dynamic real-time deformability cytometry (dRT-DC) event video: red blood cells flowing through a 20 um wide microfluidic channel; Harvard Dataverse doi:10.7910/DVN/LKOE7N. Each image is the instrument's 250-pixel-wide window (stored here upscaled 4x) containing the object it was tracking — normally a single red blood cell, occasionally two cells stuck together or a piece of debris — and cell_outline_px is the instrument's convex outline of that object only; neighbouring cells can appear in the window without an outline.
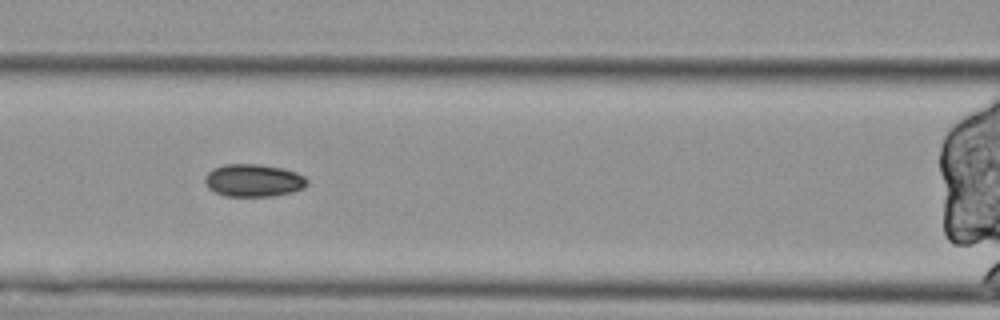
{"species": "Egyptian fruit bat (a non-hibernating species)", "species_latin": "Rousettus aegyptiacus", "temperature_condition": "cold", "stored_images_in_passage": 43, "segment_of_instrument_passage": [2, 2], "camera_frame_rate_fps": 3000, "um_per_image_px": 0.085, "animal": {"sex": "female"}, "frame": {"image": 1, "passage_image": 10, "time_ms": 3.0, "image_size_px": [1000, 320], "cell_outline_px": [[308, 184], [304, 188], [292, 192], [272, 196], [224, 196], [208, 188], [204, 180], [208, 172], [212, 168], [224, 164], [260, 164], [280, 168], [296, 172], [304, 176], [308, 180]], "centroid_in_image_um": [21.54, 15.33], "position_along_channel_um": 145.1, "area_um2": 19.48}}
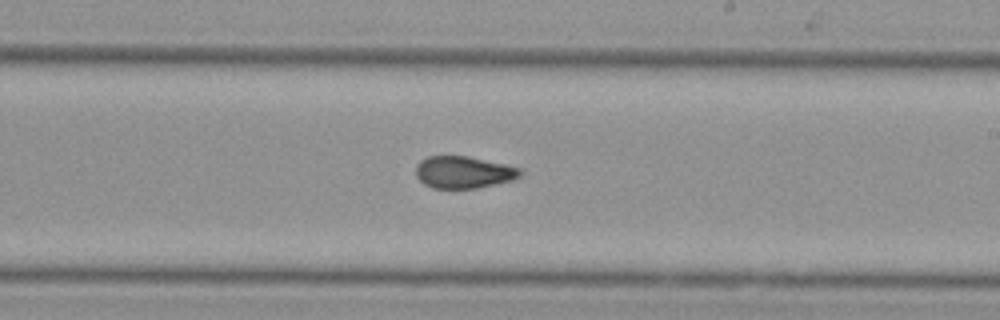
{"frame": {"image": 2, "passage_image": 19, "time_ms": 6.0, "image_size_px": [1000, 320], "cell_outline_px": [[524, 172], [520, 176], [512, 180], [476, 188], [432, 188], [424, 184], [416, 176], [416, 164], [420, 160], [428, 156], [468, 156], [504, 164], [520, 168]], "centroid_in_image_um": [39.39, 14.63], "position_along_channel_um": 249.6, "area_um2": 19.48}}
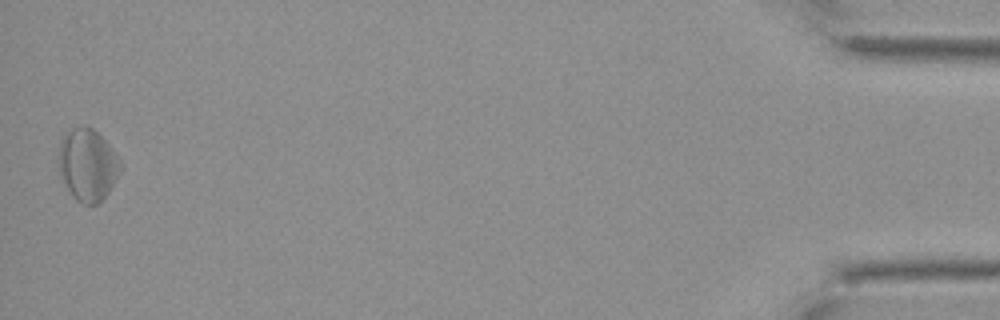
{"frame": {"image": 3, "passage_image": 42, "time_ms": 13.667, "image_size_px": [1000, 320], "cell_outline_px": [[120, 172], [108, 192], [96, 204], [84, 204], [76, 200], [72, 196], [60, 176], [60, 140], [72, 128], [84, 124], [92, 128], [112, 148], [120, 160]], "centroid_in_image_um": [7.44, 14.0], "position_along_channel_um": 427.8, "area_um2": 25.49}}